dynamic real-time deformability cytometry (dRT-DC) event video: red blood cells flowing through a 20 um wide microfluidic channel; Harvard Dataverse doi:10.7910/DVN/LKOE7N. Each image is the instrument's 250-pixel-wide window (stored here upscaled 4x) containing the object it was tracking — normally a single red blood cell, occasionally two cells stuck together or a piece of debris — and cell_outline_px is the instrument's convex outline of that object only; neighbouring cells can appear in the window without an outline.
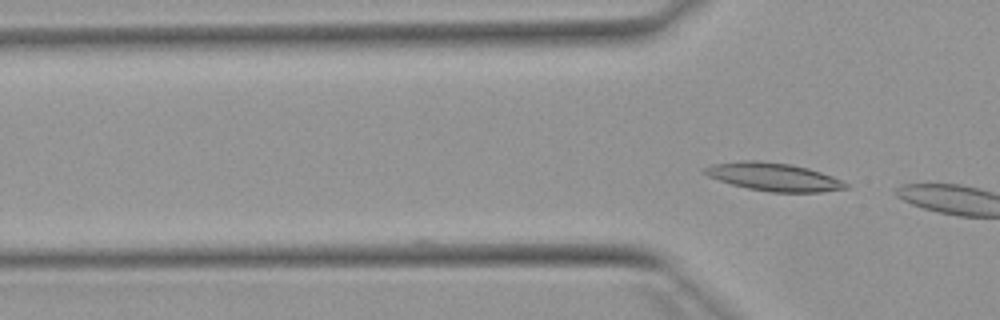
{"species": "Egyptian fruit bat (a non-hibernating species)", "species_latin": "Rousettus aegyptiacus", "temperature_condition": "warm", "stored_images_in_passage": 3, "camera_frame_rate_fps": 3000, "um_per_image_px": 0.085, "animal": {"sex": "female"}, "frame": {"image": 1, "passage_image": 3, "time_ms": 0.667, "image_size_px": [1000, 320], "cell_outline_px": [[848, 188], [820, 192], [772, 192], [748, 188], [732, 184], [708, 176], [700, 172], [704, 168], [712, 164], [744, 160], [756, 160], [788, 164], [808, 168], [832, 176], [848, 184]], "centroid_in_image_um": [65.73, 15.03], "position_along_channel_um": 60.1, "area_um2": 22.83}}